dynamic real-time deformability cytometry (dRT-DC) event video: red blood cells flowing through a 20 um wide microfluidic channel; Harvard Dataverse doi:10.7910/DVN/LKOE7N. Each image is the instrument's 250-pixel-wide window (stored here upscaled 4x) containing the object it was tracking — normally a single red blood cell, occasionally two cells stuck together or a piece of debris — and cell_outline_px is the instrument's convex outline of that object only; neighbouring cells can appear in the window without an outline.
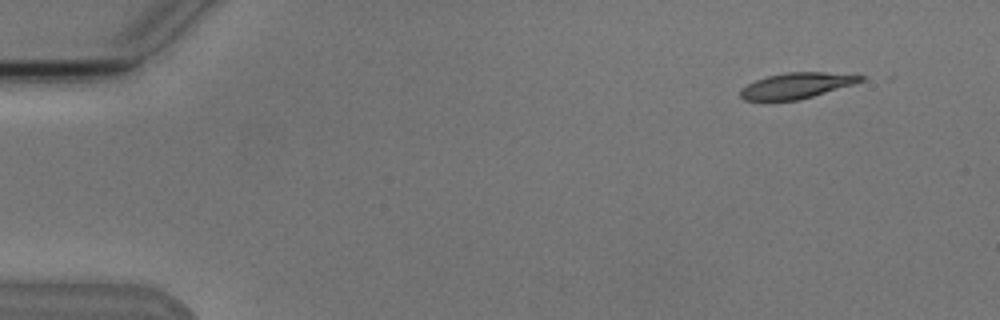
{"species": "Egyptian fruit bat (a non-hibernating species)", "species_latin": "Rousettus aegyptiacus", "temperature_condition": "cold", "stored_images_in_passage": 4, "camera_frame_rate_fps": 3000, "um_per_image_px": 0.085, "animal": {"sex": "male"}, "frame": {"image": 1, "passage_image": 1, "time_ms": 0.0, "image_size_px": [1000, 320], "cell_outline_px": [[864, 80], [852, 84], [800, 100], [744, 100], [740, 96], [740, 88], [756, 80], [768, 76], [788, 72], [824, 72], [864, 76]], "centroid_in_image_um": [67.66, 7.28], "position_along_channel_um": 17.3, "area_um2": 17.69}}
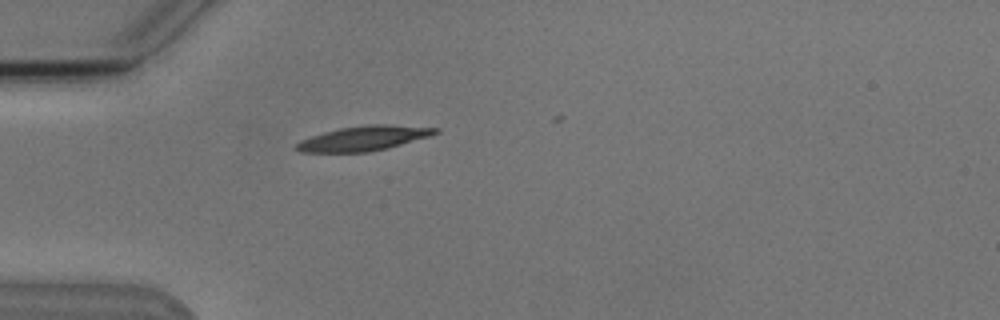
{"frame": {"image": 2, "passage_image": 4, "time_ms": 3.667, "image_size_px": [1000, 320], "cell_outline_px": [[440, 132], [428, 136], [388, 148], [368, 152], [300, 152], [292, 148], [300, 140], [324, 132], [340, 128], [368, 124], [388, 124], [440, 128]], "centroid_in_image_um": [30.89, 11.75], "position_along_channel_um": 54.1, "area_um2": 20.0}}